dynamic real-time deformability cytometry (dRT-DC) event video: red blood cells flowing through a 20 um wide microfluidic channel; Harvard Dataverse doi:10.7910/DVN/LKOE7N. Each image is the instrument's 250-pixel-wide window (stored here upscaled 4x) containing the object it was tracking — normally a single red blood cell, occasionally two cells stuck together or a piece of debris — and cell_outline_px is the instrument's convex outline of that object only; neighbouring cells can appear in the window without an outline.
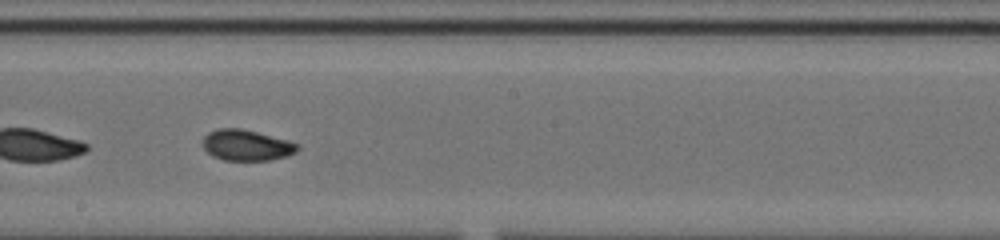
{"species": "common noctule bat (a hibernating species)", "species_latin": "Nyctalus noctula", "temperature_condition": "cold", "stored_images_in_passage": 53, "segment_of_instrument_passage": [2, 2], "camera_frame_rate_fps": 3000, "um_per_image_px": 0.085, "animal": {"sex": "male", "body_mass_g": 20.0, "forearm_length_mm": 53.3}, "frame": {"image": 1, "passage_image": 28, "time_ms": 9.0, "image_size_px": [1000, 240], "cell_outline_px": [[300, 148], [296, 152], [288, 156], [268, 160], [224, 160], [212, 156], [204, 148], [204, 136], [208, 132], [220, 128], [240, 128], [288, 140], [300, 144]], "centroid_in_image_um": [20.99, 12.34], "position_along_channel_um": 227.2, "area_um2": 16.99}}
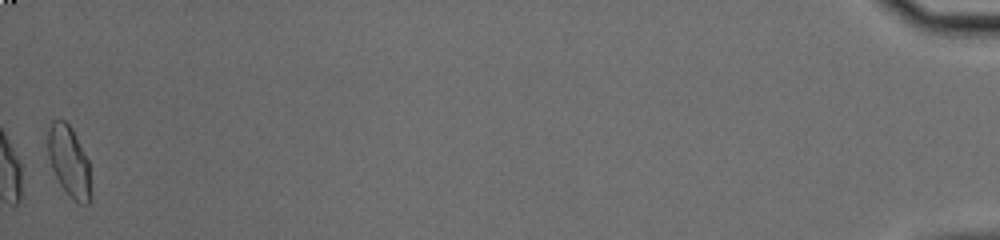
{"frame": {"image": 2, "passage_image": 53, "time_ms": 17.333, "image_size_px": [1000, 240], "cell_outline_px": [[92, 200], [88, 204], [80, 204], [60, 184], [52, 168], [48, 156], [48, 132], [52, 120], [64, 120], [72, 128], [88, 160]], "centroid_in_image_um": [5.89, 13.72], "position_along_channel_um": 429.3, "area_um2": 17.46}}